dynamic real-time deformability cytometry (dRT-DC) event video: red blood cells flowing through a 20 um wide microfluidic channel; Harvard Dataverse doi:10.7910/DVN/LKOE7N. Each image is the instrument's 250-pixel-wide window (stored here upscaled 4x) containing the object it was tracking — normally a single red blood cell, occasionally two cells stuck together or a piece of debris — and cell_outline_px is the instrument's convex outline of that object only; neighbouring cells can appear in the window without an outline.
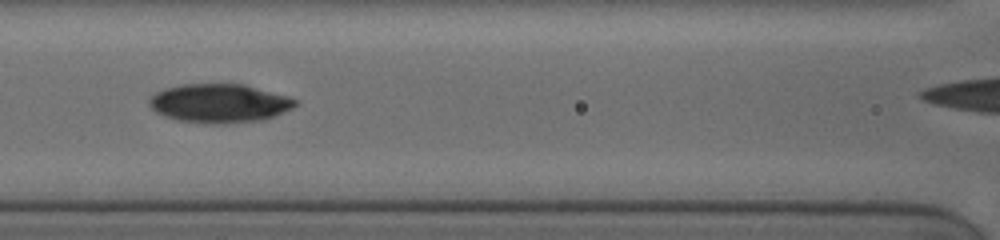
{"species": "human", "species_latin": "Homo sapiens", "temperature_condition": "cold", "stored_images_in_passage": 15, "segment_of_instrument_passage": [1, 2], "camera_frame_rate_fps": 3000, "um_per_image_px": 0.085, "donor": {"sex": "female"}, "frame": {"image": 1, "passage_image": 5, "time_ms": 2.0, "image_size_px": [1000, 240], "cell_outline_px": [[300, 104], [276, 116], [264, 120], [224, 124], [204, 124], [180, 120], [164, 116], [156, 112], [148, 104], [148, 100], [156, 92], [164, 88], [180, 84], [244, 84], [288, 96], [296, 100]], "centroid_in_image_um": [18.66, 8.79], "position_along_channel_um": 147.9, "area_um2": 33.35}}
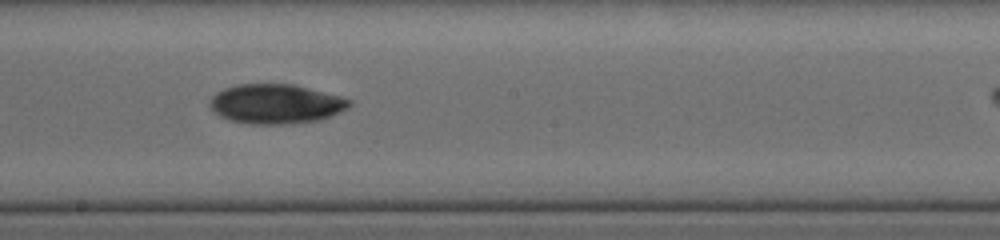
{"frame": {"image": 2, "passage_image": 9, "time_ms": 4.0, "image_size_px": [1000, 240], "cell_outline_px": [[352, 104], [348, 108], [340, 112], [320, 120], [288, 124], [252, 124], [228, 120], [212, 112], [208, 104], [208, 100], [216, 92], [224, 88], [236, 84], [292, 84], [340, 96], [352, 100]], "centroid_in_image_um": [23.4, 8.84], "position_along_channel_um": 224.8, "area_um2": 32.43}}
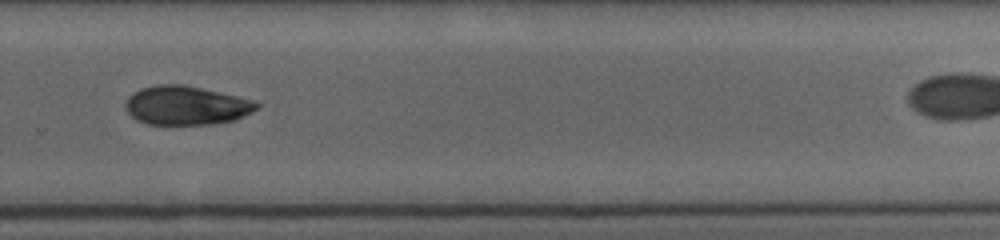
{"frame": {"image": 3, "passage_image": 13, "time_ms": 6.333, "image_size_px": [1000, 240], "cell_outline_px": [[260, 108], [236, 120], [212, 124], [148, 124], [136, 120], [128, 112], [124, 104], [128, 96], [132, 92], [140, 88], [156, 84], [184, 84], [256, 100], [260, 104]], "centroid_in_image_um": [15.85, 8.95], "position_along_channel_um": 314.0, "area_um2": 30.11}}